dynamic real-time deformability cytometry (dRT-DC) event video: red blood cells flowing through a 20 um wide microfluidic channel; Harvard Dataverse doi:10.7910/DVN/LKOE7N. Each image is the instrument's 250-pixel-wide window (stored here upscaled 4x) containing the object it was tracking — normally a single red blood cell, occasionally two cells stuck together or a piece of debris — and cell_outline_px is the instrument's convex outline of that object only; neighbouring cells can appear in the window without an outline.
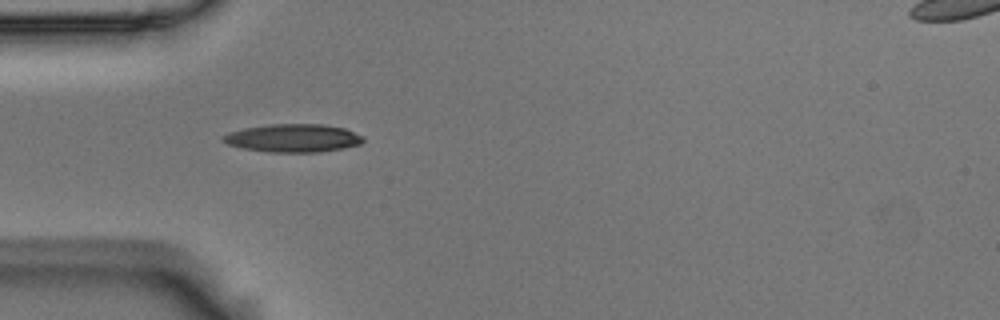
{"species": "Egyptian fruit bat (a non-hibernating species)", "species_latin": "Rousettus aegyptiacus", "temperature_condition": "room temperature", "stored_images_in_passage": 40, "camera_frame_rate_fps": 3000, "um_per_image_px": 0.085, "animal": {"sex": "male"}, "frame": {"image": 1, "passage_image": 1, "time_ms": 0.0, "image_size_px": [1000, 320], "cell_outline_px": [[364, 140], [360, 144], [344, 148], [320, 152], [268, 152], [244, 148], [228, 144], [220, 140], [220, 136], [228, 132], [244, 128], [272, 124], [324, 124], [344, 128], [364, 136]], "centroid_in_image_um": [24.9, 11.73], "position_along_channel_um": 60.1, "area_um2": 23.06}}
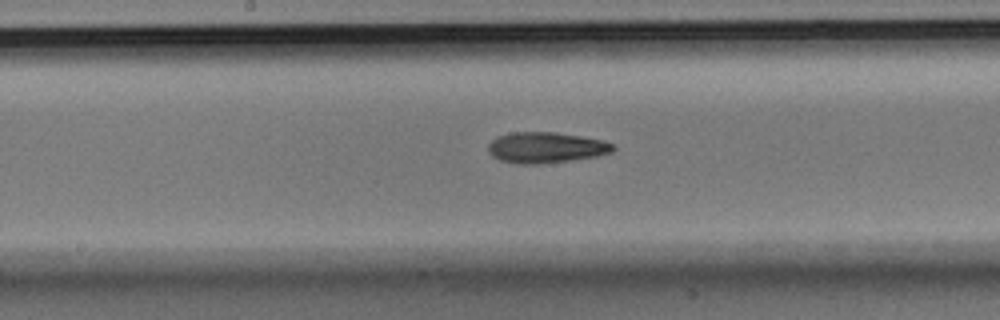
{"frame": {"image": 2, "passage_image": 13, "time_ms": 4.0, "image_size_px": [1000, 320], "cell_outline_px": [[616, 148], [612, 152], [596, 156], [568, 160], [536, 164], [516, 164], [500, 160], [492, 156], [488, 152], [488, 144], [496, 136], [512, 132], [556, 132], [604, 140], [616, 144]], "centroid_in_image_um": [46.4, 12.53], "position_along_channel_um": 201.8, "area_um2": 22.54}}
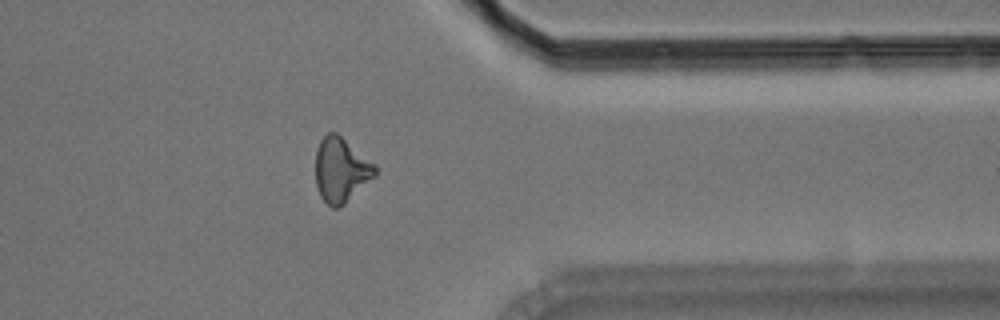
{"frame": {"image": 3, "passage_image": 29, "time_ms": 9.333, "image_size_px": [1000, 320], "cell_outline_px": [[376, 176], [344, 204], [336, 208], [332, 208], [320, 196], [316, 184], [316, 148], [320, 140], [328, 132], [336, 132], [376, 164]], "centroid_in_image_um": [28.99, 14.43], "position_along_channel_um": 382.4, "area_um2": 22.43}, "authors_computed_cell_mechanics": {"area_um2": 21.675, "velocity_mm_per_s": 3.5814, "shape_relaxation_time_tau1_ms": 3.7545, "shape_relaxation_time_tau2_ms": 4.6104, "deformation_change_tau1": 0.1375, "deformation_change_tau2": 0.147}}